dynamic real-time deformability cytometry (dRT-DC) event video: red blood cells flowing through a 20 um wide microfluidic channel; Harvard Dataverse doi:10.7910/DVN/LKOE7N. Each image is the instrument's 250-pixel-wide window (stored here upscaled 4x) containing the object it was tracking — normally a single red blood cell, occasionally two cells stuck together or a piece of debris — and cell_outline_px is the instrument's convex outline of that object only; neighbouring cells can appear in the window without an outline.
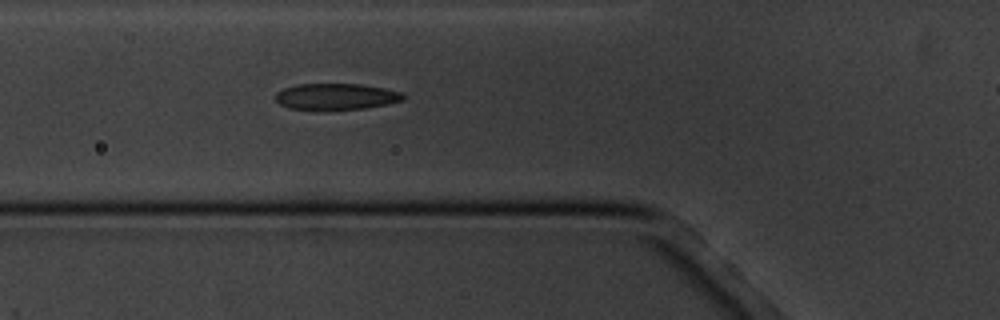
{"species": "common noctule bat (a hibernating species)", "species_latin": "Nyctalus noctula", "temperature_condition": "cold", "stored_images_in_passage": 4, "segment_of_instrument_passage": [1, 2], "camera_frame_rate_fps": 3000, "um_per_image_px": 0.085, "animal": {"sex": "male", "body_mass_g": 20.1, "forearm_length_mm": 53.5}, "frame": {"image": 1, "passage_image": 3, "time_ms": 2.333, "image_size_px": [1000, 320], "cell_outline_px": [[404, 100], [388, 104], [364, 108], [288, 108], [280, 104], [276, 100], [276, 92], [284, 88], [296, 84], [360, 84], [384, 88], [400, 92], [404, 96]], "centroid_in_image_um": [28.57, 8.18], "position_along_channel_um": 97.2, "area_um2": 19.02}}